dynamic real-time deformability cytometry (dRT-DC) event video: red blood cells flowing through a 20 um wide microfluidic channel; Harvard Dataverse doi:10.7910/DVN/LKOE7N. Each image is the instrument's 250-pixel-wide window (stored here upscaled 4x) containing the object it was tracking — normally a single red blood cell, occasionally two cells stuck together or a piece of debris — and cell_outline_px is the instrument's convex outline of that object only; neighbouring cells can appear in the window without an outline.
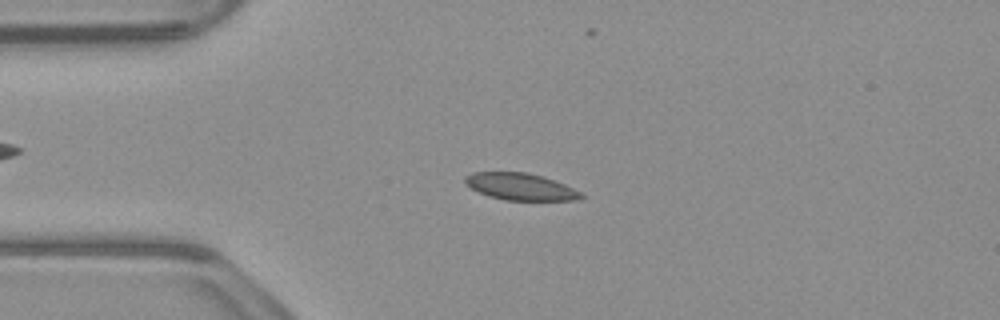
{"species": "common noctule bat (a hibernating species)", "species_latin": "Nyctalus noctula", "temperature_condition": "warm", "stored_images_in_passage": 54, "camera_frame_rate_fps": 3000, "um_per_image_px": 0.085, "animal": {"sex": "male", "body_mass_g": 23.1, "forearm_length_mm": 52.7}, "frame": {"image": 1, "passage_image": 12, "time_ms": 3.667, "image_size_px": [1000, 320], "cell_outline_px": [[584, 196], [576, 200], [504, 200], [488, 196], [464, 184], [464, 176], [472, 172], [528, 172], [544, 176], [564, 184], [580, 192]], "centroid_in_image_um": [44.2, 15.85], "position_along_channel_um": 40.8, "area_um2": 18.21}}
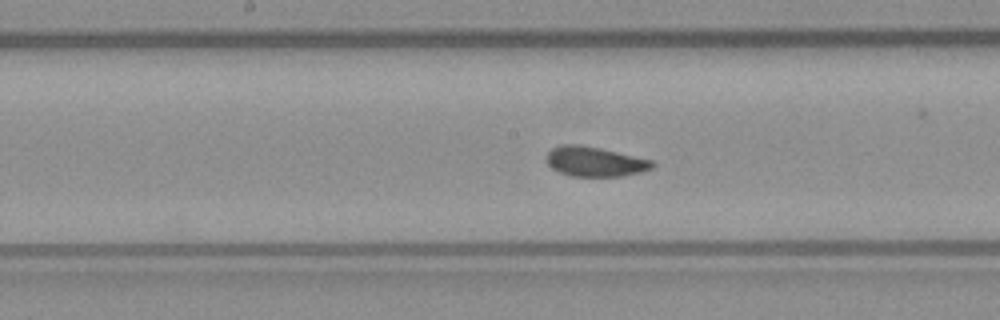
{"frame": {"image": 2, "passage_image": 26, "time_ms": 8.333, "image_size_px": [1000, 320], "cell_outline_px": [[656, 164], [652, 168], [640, 172], [620, 176], [568, 176], [552, 168], [544, 160], [548, 152], [552, 148], [560, 144], [580, 144], [600, 148], [652, 160]], "centroid_in_image_um": [50.52, 13.73], "position_along_channel_um": 197.7, "area_um2": 18.44}}
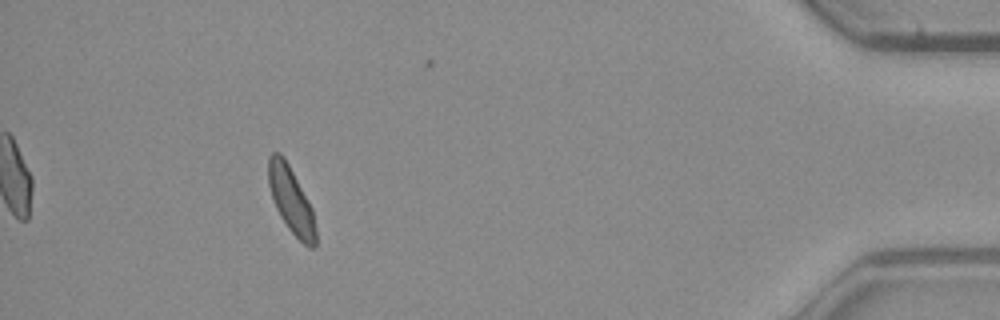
{"frame": {"image": 3, "passage_image": 48, "time_ms": 15.667, "image_size_px": [1000, 320], "cell_outline_px": [[316, 248], [308, 248], [288, 228], [280, 216], [272, 200], [268, 184], [268, 156], [272, 152], [280, 152], [284, 156], [308, 200], [312, 208], [316, 228]], "centroid_in_image_um": [24.73, 17.01], "position_along_channel_um": 410.5, "area_um2": 18.38}, "authors_computed_cell_mechanics": {"area_um2": 18.4382, "velocity_mm_per_s": 3.8154, "shape_relaxation_time_tau1_ms": null, "shape_relaxation_time_tau2_ms": 0.9776, "deformation_change_tau1": null, "deformation_change_tau2": 0.0594}}